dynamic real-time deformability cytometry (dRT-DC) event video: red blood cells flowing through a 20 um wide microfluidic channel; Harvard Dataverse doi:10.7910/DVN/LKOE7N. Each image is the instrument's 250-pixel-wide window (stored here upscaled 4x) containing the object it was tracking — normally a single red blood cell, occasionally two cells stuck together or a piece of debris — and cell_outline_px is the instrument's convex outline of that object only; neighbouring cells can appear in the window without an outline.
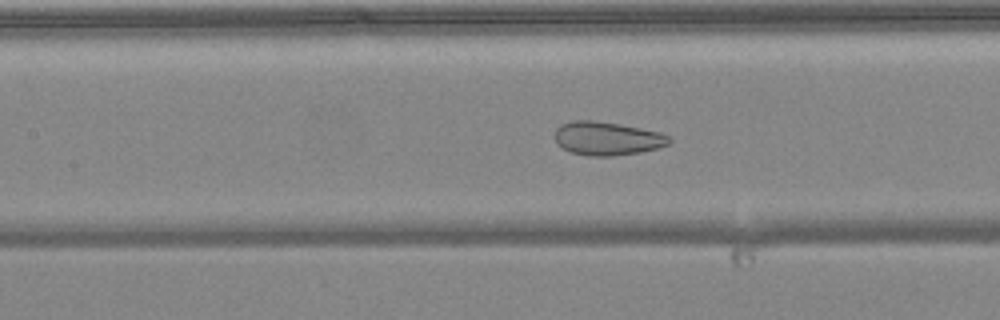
{"species": "common noctule bat (a hibernating species)", "species_latin": "Nyctalus noctula", "temperature_condition": "warm", "stored_images_in_passage": 51, "camera_frame_rate_fps": 3000, "um_per_image_px": 0.085, "animal": {"sex": "female", "body_mass_g": 24.6, "forearm_length_mm": 56.2}, "frame": {"image": 1, "passage_image": 23, "time_ms": 7.333, "image_size_px": [1000, 320], "cell_outline_px": [[672, 140], [668, 144], [656, 148], [640, 152], [612, 156], [588, 156], [572, 152], [556, 144], [556, 128], [560, 124], [572, 120], [592, 120], [620, 124], [660, 132], [668, 136]], "centroid_in_image_um": [51.59, 11.76], "position_along_channel_um": 155.8, "area_um2": 22.25}}
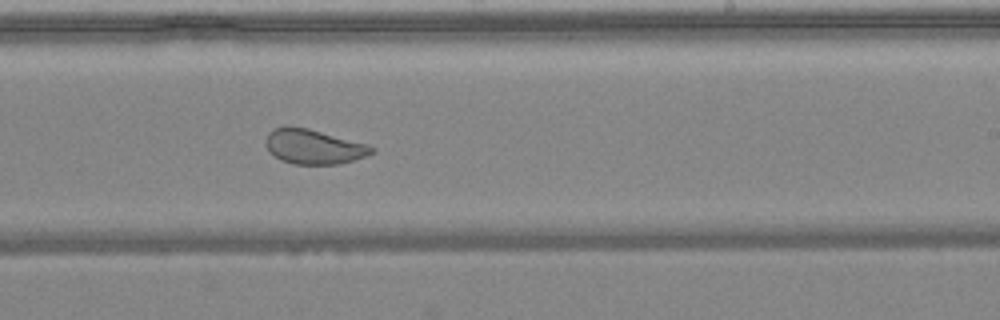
{"frame": {"image": 2, "passage_image": 31, "time_ms": 10.0, "image_size_px": [1000, 320], "cell_outline_px": [[376, 152], [368, 156], [336, 164], [292, 164], [280, 160], [268, 152], [264, 144], [264, 140], [268, 132], [272, 128], [308, 128], [368, 144], [376, 148]], "centroid_in_image_um": [26.66, 12.48], "position_along_channel_um": 262.3, "area_um2": 21.5}}
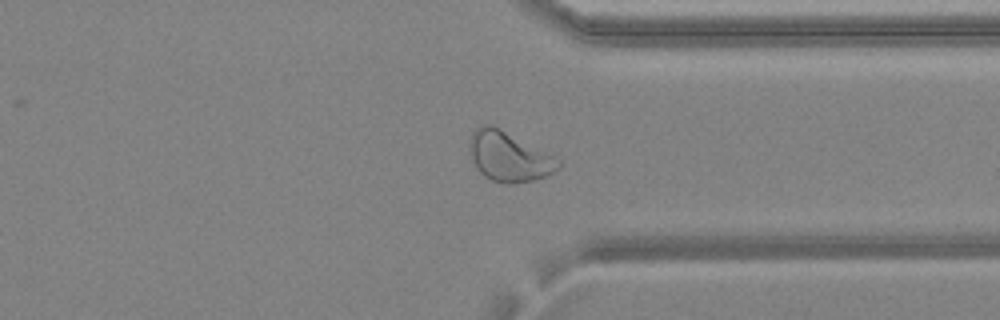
{"frame": {"image": 3, "passage_image": 39, "time_ms": 12.667, "image_size_px": [1000, 320], "cell_outline_px": [[560, 168], [548, 176], [536, 180], [512, 184], [508, 184], [492, 180], [484, 176], [476, 168], [468, 152], [468, 144], [472, 132], [476, 128], [484, 124], [492, 124], [500, 128], [560, 160]], "centroid_in_image_um": [43.22, 13.32], "position_along_channel_um": 368.2, "area_um2": 25.84}, "authors_computed_cell_mechanics": {"area_um2": 27.5128, "velocity_mm_per_s": 4.0158, "shape_relaxation_time_tau1_ms": null, "shape_relaxation_time_tau2_ms": 0.8816, "deformation_change_tau1": null, "deformation_change_tau2": 0.0776}}